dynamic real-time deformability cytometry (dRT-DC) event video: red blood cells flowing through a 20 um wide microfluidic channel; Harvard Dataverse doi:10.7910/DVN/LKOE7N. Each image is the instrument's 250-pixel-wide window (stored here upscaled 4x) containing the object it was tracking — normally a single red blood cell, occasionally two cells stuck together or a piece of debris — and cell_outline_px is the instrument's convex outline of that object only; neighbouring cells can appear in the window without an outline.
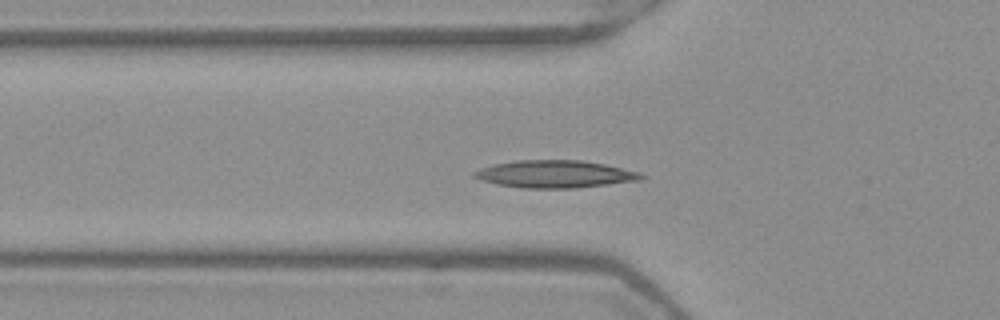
{"species": "Egyptian fruit bat (a non-hibernating species)", "species_latin": "Rousettus aegyptiacus", "temperature_condition": "warm", "stored_images_in_passage": 44, "segment_of_instrument_passage": [1, 2], "camera_frame_rate_fps": 3000, "um_per_image_px": 0.085, "frame": {"image": 1, "passage_image": 9, "time_ms": 2.667, "image_size_px": [1000, 320], "cell_outline_px": [[648, 176], [640, 180], [576, 188], [520, 188], [496, 184], [480, 180], [472, 176], [472, 172], [480, 168], [496, 164], [516, 160], [580, 160], [604, 164], [640, 172]], "centroid_in_image_um": [47.16, 14.8], "position_along_channel_um": 78.6, "area_um2": 26.76}}
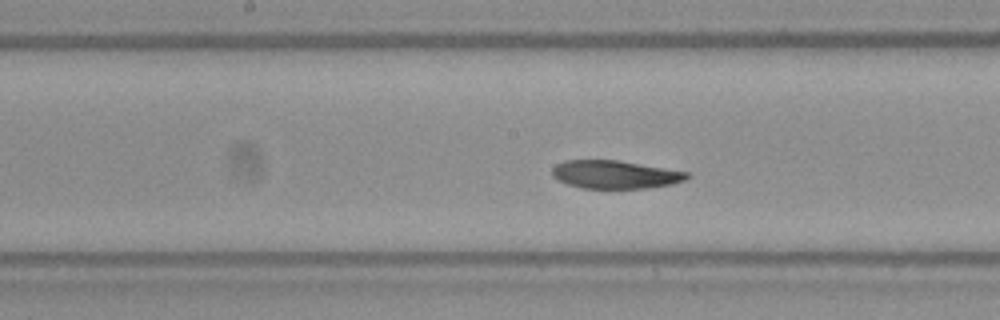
{"frame": {"image": 2, "passage_image": 18, "time_ms": 5.667, "image_size_px": [1000, 320], "cell_outline_px": [[692, 176], [684, 180], [672, 184], [648, 188], [580, 188], [556, 180], [552, 176], [552, 168], [556, 164], [564, 160], [616, 160], [688, 172]], "centroid_in_image_um": [52.25, 14.84], "position_along_channel_um": 196.0, "area_um2": 22.08}}
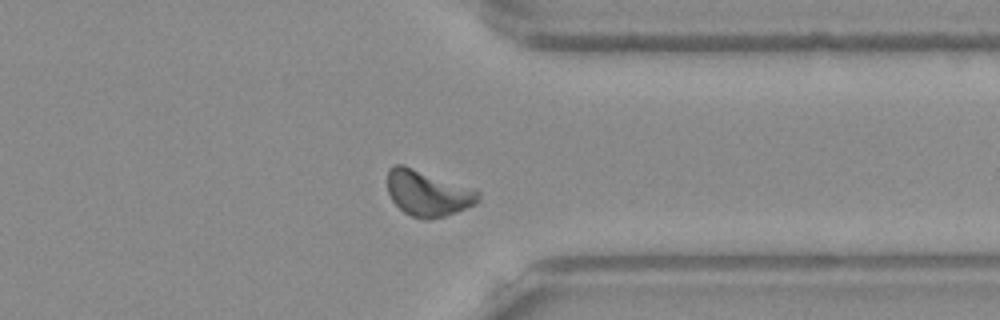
{"frame": {"image": 3, "passage_image": 32, "time_ms": 10.333, "image_size_px": [1000, 320], "cell_outline_px": [[480, 200], [476, 204], [456, 212], [444, 216], [428, 220], [424, 220], [412, 216], [404, 212], [392, 200], [388, 192], [388, 168], [392, 164], [404, 164], [476, 188], [480, 192]], "centroid_in_image_um": [36.39, 16.39], "position_along_channel_um": 375.0, "area_um2": 24.74}}